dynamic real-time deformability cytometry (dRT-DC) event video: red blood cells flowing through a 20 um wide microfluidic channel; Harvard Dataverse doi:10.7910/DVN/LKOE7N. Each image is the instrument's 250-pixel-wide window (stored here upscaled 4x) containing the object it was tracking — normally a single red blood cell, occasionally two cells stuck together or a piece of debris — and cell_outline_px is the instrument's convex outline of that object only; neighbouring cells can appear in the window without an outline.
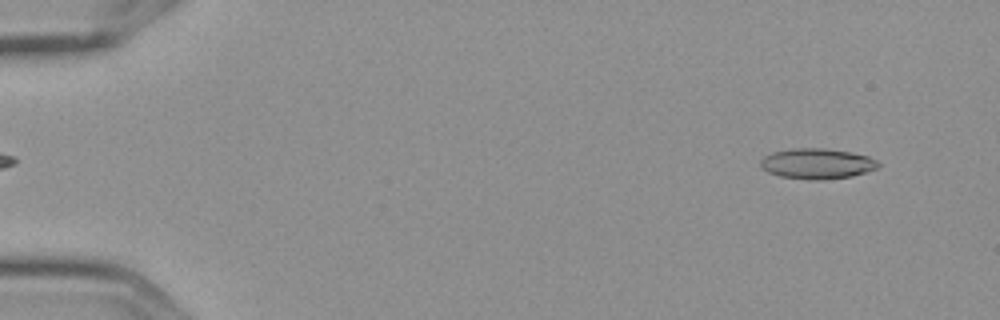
{"species": "Egyptian fruit bat (a non-hibernating species)", "species_latin": "Rousettus aegyptiacus", "temperature_condition": "cold", "stored_images_in_passage": 4, "camera_frame_rate_fps": 3000, "um_per_image_px": 0.085, "frame": {"image": 1, "passage_image": 1, "time_ms": 0.0, "image_size_px": [1000, 320], "cell_outline_px": [[880, 168], [852, 176], [824, 180], [808, 180], [780, 176], [768, 172], [760, 164], [760, 160], [764, 156], [772, 152], [792, 148], [824, 148], [852, 152], [868, 156], [876, 160], [880, 164]], "centroid_in_image_um": [69.47, 13.91], "position_along_channel_um": 15.5, "area_um2": 21.1}}